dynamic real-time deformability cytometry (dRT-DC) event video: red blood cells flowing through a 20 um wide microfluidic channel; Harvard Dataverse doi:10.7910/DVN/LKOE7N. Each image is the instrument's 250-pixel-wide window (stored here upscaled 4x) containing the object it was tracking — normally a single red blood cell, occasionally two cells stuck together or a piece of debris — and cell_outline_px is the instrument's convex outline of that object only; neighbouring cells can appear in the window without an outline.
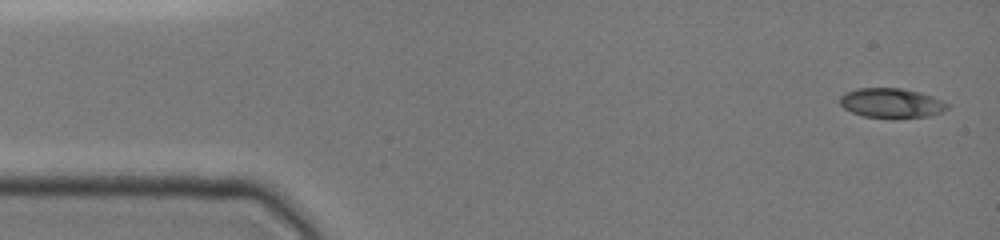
{"species": "common noctule bat (a hibernating species)", "species_latin": "Nyctalus noctula", "temperature_condition": "cold", "stored_images_in_passage": 8, "camera_frame_rate_fps": 3000, "um_per_image_px": 0.085, "animal": {"sex": "female", "body_mass_g": 19.0, "forearm_length_mm": 51.5}, "frame": {"image": 1, "passage_image": 1, "time_ms": 0.0, "image_size_px": [1000, 240], "cell_outline_px": [[948, 108], [932, 116], [892, 120], [864, 116], [852, 112], [844, 108], [840, 104], [840, 96], [844, 92], [856, 88], [900, 88], [920, 92], [932, 96], [948, 104]], "centroid_in_image_um": [75.75, 8.78], "position_along_channel_um": 9.2, "area_um2": 19.02}}
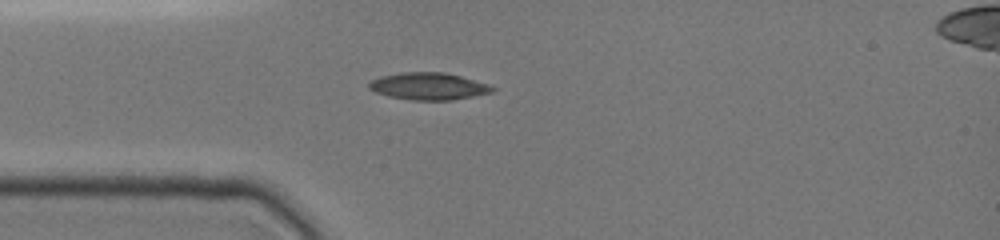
{"frame": {"image": 2, "passage_image": 6, "time_ms": 3.667, "image_size_px": [1000, 240], "cell_outline_px": [[496, 88], [492, 92], [452, 100], [412, 100], [388, 96], [376, 92], [368, 88], [368, 84], [372, 80], [380, 76], [404, 72], [444, 72], [460, 76], [488, 84]], "centroid_in_image_um": [36.41, 7.33], "position_along_channel_um": 48.6, "area_um2": 19.36}}
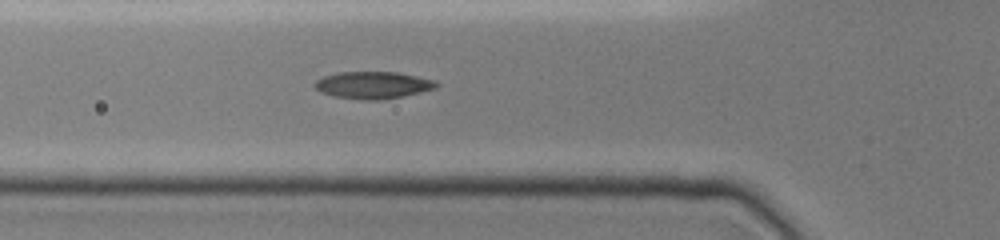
{"frame": {"image": 3, "passage_image": 8, "time_ms": 5.0, "image_size_px": [1000, 240], "cell_outline_px": [[440, 84], [436, 88], [404, 96], [380, 100], [360, 100], [336, 96], [320, 92], [312, 84], [316, 80], [324, 76], [336, 72], [400, 72], [436, 80]], "centroid_in_image_um": [31.73, 7.22], "position_along_channel_um": 94.1, "area_um2": 19.42}}